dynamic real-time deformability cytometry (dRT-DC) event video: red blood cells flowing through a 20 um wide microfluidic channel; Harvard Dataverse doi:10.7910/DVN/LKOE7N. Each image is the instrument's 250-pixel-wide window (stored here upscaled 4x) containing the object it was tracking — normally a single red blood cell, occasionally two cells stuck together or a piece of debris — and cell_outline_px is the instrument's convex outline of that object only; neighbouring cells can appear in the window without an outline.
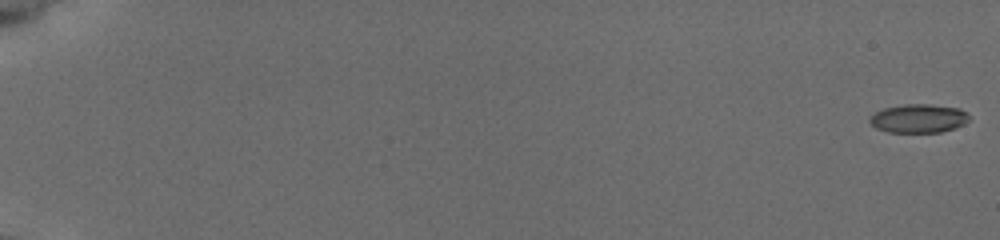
{"species": "common noctule bat (a hibernating species)", "species_latin": "Nyctalus noctula", "temperature_condition": "cold", "stored_images_in_passage": 33, "camera_frame_rate_fps": 3000, "um_per_image_px": 0.085, "animal": {"sex": "female", "body_mass_g": 19.5, "forearm_length_mm": 54.1}, "frame": {"image": 1, "passage_image": 1, "time_ms": 0.0, "image_size_px": [1000, 240], "cell_outline_px": [[968, 120], [964, 124], [940, 132], [888, 132], [876, 128], [868, 120], [876, 112], [884, 108], [904, 104], [928, 104], [960, 108], [968, 112]], "centroid_in_image_um": [78.09, 10.06], "position_along_channel_um": 6.9, "area_um2": 16.47}}
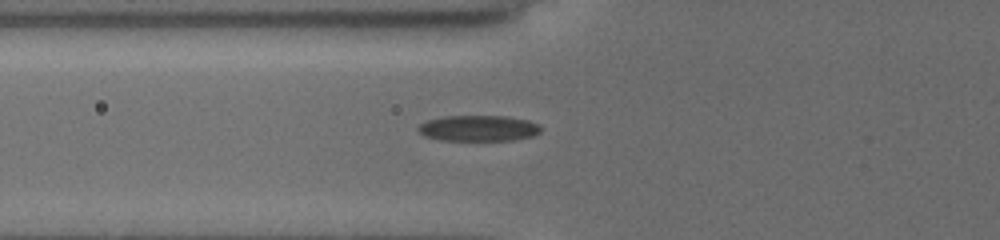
{"frame": {"image": 2, "passage_image": 24, "time_ms": 7.667, "image_size_px": [1000, 240], "cell_outline_px": [[540, 132], [532, 136], [512, 140], [440, 140], [424, 136], [416, 128], [420, 124], [428, 120], [444, 116], [508, 116], [528, 120], [536, 124], [540, 128]], "centroid_in_image_um": [40.64, 10.9], "position_along_channel_um": 85.2, "area_um2": 18.38}}
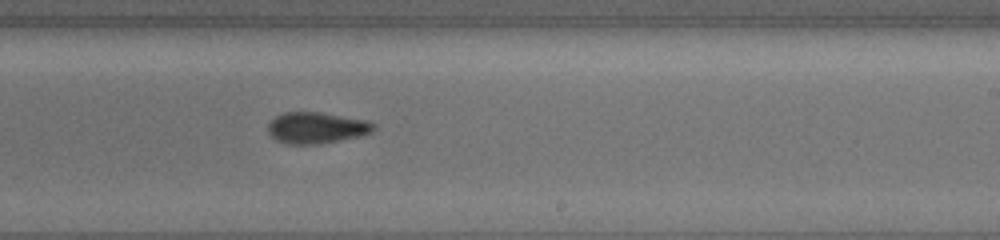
{"frame": {"image": 3, "passage_image": 33, "time_ms": 10.667, "image_size_px": [1000, 240], "cell_outline_px": [[376, 128], [372, 132], [360, 136], [320, 144], [284, 144], [276, 140], [268, 132], [268, 124], [276, 116], [284, 112], [320, 112], [368, 120], [376, 124]], "centroid_in_image_um": [26.92, 10.86], "position_along_channel_um": 262.1, "area_um2": 19.42}}